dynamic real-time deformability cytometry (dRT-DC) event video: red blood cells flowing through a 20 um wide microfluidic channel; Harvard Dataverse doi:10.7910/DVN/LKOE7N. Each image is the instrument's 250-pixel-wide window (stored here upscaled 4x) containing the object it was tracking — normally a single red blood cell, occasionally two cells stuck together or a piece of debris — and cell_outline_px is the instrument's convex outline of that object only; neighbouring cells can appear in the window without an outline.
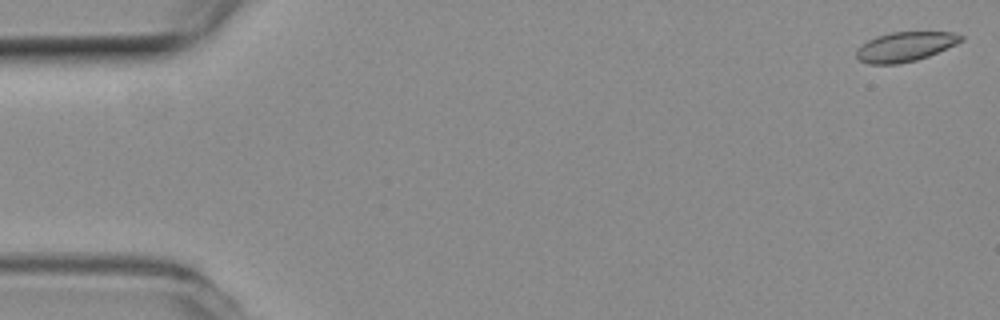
{"species": "common noctule bat (a hibernating species)", "species_latin": "Nyctalus noctula", "temperature_condition": "room temperature", "stored_images_in_passage": 4, "camera_frame_rate_fps": 3000, "um_per_image_px": 0.085, "animal": {"sex": "female", "body_mass_g": 19.3, "forearm_length_mm": 54.1}, "frame": {"image": 1, "passage_image": 1, "time_ms": 0.0, "image_size_px": [1000, 320], "cell_outline_px": [[964, 40], [956, 44], [928, 56], [916, 60], [900, 64], [868, 64], [860, 60], [856, 56], [856, 52], [868, 40], [876, 36], [892, 32], [952, 32], [964, 36]], "centroid_in_image_um": [76.96, 3.97], "position_along_channel_um": 8.0, "area_um2": 17.86}}
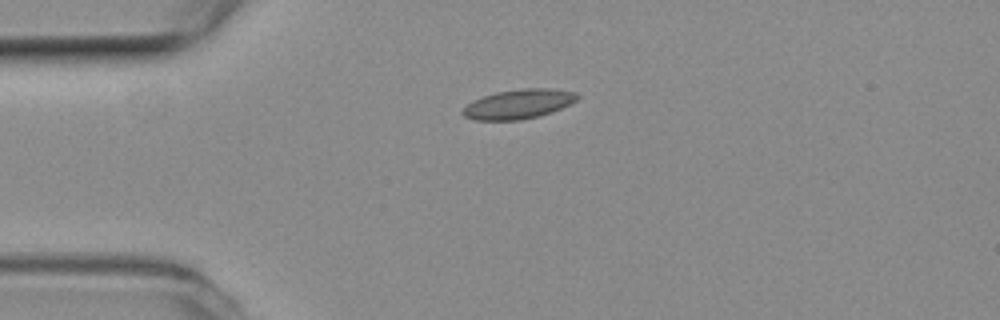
{"frame": {"image": 2, "passage_image": 4, "time_ms": 1.0, "image_size_px": [1000, 320], "cell_outline_px": [[580, 96], [576, 100], [552, 112], [540, 116], [520, 120], [476, 120], [464, 116], [460, 112], [468, 104], [484, 96], [496, 92], [524, 88], [548, 88], [576, 92]], "centroid_in_image_um": [44.09, 8.85], "position_along_channel_um": 40.9, "area_um2": 19.48}}